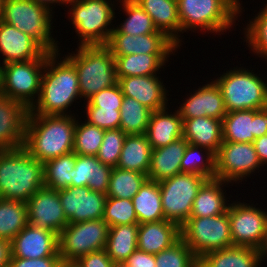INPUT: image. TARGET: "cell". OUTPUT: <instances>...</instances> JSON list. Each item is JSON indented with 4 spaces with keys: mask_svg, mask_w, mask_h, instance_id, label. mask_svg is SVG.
I'll return each mask as SVG.
<instances>
[{
    "mask_svg": "<svg viewBox=\"0 0 267 267\" xmlns=\"http://www.w3.org/2000/svg\"><path fill=\"white\" fill-rule=\"evenodd\" d=\"M58 52H51L46 58L40 95L29 114L71 115L68 108L81 98L76 69L66 57L61 60Z\"/></svg>",
    "mask_w": 267,
    "mask_h": 267,
    "instance_id": "1",
    "label": "cell"
},
{
    "mask_svg": "<svg viewBox=\"0 0 267 267\" xmlns=\"http://www.w3.org/2000/svg\"><path fill=\"white\" fill-rule=\"evenodd\" d=\"M77 120L71 115L28 114L24 148L40 162L73 152Z\"/></svg>",
    "mask_w": 267,
    "mask_h": 267,
    "instance_id": "2",
    "label": "cell"
},
{
    "mask_svg": "<svg viewBox=\"0 0 267 267\" xmlns=\"http://www.w3.org/2000/svg\"><path fill=\"white\" fill-rule=\"evenodd\" d=\"M44 187L43 162L24 147L0 150V198L27 202Z\"/></svg>",
    "mask_w": 267,
    "mask_h": 267,
    "instance_id": "3",
    "label": "cell"
},
{
    "mask_svg": "<svg viewBox=\"0 0 267 267\" xmlns=\"http://www.w3.org/2000/svg\"><path fill=\"white\" fill-rule=\"evenodd\" d=\"M76 51L64 56L77 71L81 98L87 101L102 89L118 83L115 59L106 45H78Z\"/></svg>",
    "mask_w": 267,
    "mask_h": 267,
    "instance_id": "4",
    "label": "cell"
},
{
    "mask_svg": "<svg viewBox=\"0 0 267 267\" xmlns=\"http://www.w3.org/2000/svg\"><path fill=\"white\" fill-rule=\"evenodd\" d=\"M177 6L182 33L197 28L205 33L227 32L242 12L238 0H177Z\"/></svg>",
    "mask_w": 267,
    "mask_h": 267,
    "instance_id": "5",
    "label": "cell"
},
{
    "mask_svg": "<svg viewBox=\"0 0 267 267\" xmlns=\"http://www.w3.org/2000/svg\"><path fill=\"white\" fill-rule=\"evenodd\" d=\"M53 11L33 0H3L0 20L32 37L46 52H57L52 37Z\"/></svg>",
    "mask_w": 267,
    "mask_h": 267,
    "instance_id": "6",
    "label": "cell"
},
{
    "mask_svg": "<svg viewBox=\"0 0 267 267\" xmlns=\"http://www.w3.org/2000/svg\"><path fill=\"white\" fill-rule=\"evenodd\" d=\"M246 69L236 66L214 80L227 112L267 108V83L253 70Z\"/></svg>",
    "mask_w": 267,
    "mask_h": 267,
    "instance_id": "7",
    "label": "cell"
},
{
    "mask_svg": "<svg viewBox=\"0 0 267 267\" xmlns=\"http://www.w3.org/2000/svg\"><path fill=\"white\" fill-rule=\"evenodd\" d=\"M67 4L71 6L68 11L72 26L80 38L77 45H106L114 29V25L108 27L116 18V5L111 0H77Z\"/></svg>",
    "mask_w": 267,
    "mask_h": 267,
    "instance_id": "8",
    "label": "cell"
},
{
    "mask_svg": "<svg viewBox=\"0 0 267 267\" xmlns=\"http://www.w3.org/2000/svg\"><path fill=\"white\" fill-rule=\"evenodd\" d=\"M48 54L45 51L38 59L3 65L1 95L23 103L30 110L40 95Z\"/></svg>",
    "mask_w": 267,
    "mask_h": 267,
    "instance_id": "9",
    "label": "cell"
},
{
    "mask_svg": "<svg viewBox=\"0 0 267 267\" xmlns=\"http://www.w3.org/2000/svg\"><path fill=\"white\" fill-rule=\"evenodd\" d=\"M181 238L198 259L208 252L232 247L229 214L190 217L181 226Z\"/></svg>",
    "mask_w": 267,
    "mask_h": 267,
    "instance_id": "10",
    "label": "cell"
},
{
    "mask_svg": "<svg viewBox=\"0 0 267 267\" xmlns=\"http://www.w3.org/2000/svg\"><path fill=\"white\" fill-rule=\"evenodd\" d=\"M206 180L198 174L181 172L159 181L165 220L181 227L190 218L193 201Z\"/></svg>",
    "mask_w": 267,
    "mask_h": 267,
    "instance_id": "11",
    "label": "cell"
},
{
    "mask_svg": "<svg viewBox=\"0 0 267 267\" xmlns=\"http://www.w3.org/2000/svg\"><path fill=\"white\" fill-rule=\"evenodd\" d=\"M109 225L102 219L68 223L58 235L62 261H77L81 256L105 249Z\"/></svg>",
    "mask_w": 267,
    "mask_h": 267,
    "instance_id": "12",
    "label": "cell"
},
{
    "mask_svg": "<svg viewBox=\"0 0 267 267\" xmlns=\"http://www.w3.org/2000/svg\"><path fill=\"white\" fill-rule=\"evenodd\" d=\"M262 210L246 202L229 203L227 213L233 246L263 249L267 239V212Z\"/></svg>",
    "mask_w": 267,
    "mask_h": 267,
    "instance_id": "13",
    "label": "cell"
},
{
    "mask_svg": "<svg viewBox=\"0 0 267 267\" xmlns=\"http://www.w3.org/2000/svg\"><path fill=\"white\" fill-rule=\"evenodd\" d=\"M215 160V178L233 184L241 182L262 166L253 143L247 142H223Z\"/></svg>",
    "mask_w": 267,
    "mask_h": 267,
    "instance_id": "14",
    "label": "cell"
},
{
    "mask_svg": "<svg viewBox=\"0 0 267 267\" xmlns=\"http://www.w3.org/2000/svg\"><path fill=\"white\" fill-rule=\"evenodd\" d=\"M59 198L69 223L102 219L106 194L86 187H68L59 190Z\"/></svg>",
    "mask_w": 267,
    "mask_h": 267,
    "instance_id": "15",
    "label": "cell"
},
{
    "mask_svg": "<svg viewBox=\"0 0 267 267\" xmlns=\"http://www.w3.org/2000/svg\"><path fill=\"white\" fill-rule=\"evenodd\" d=\"M28 223L36 228L60 234L69 223L59 198V190L46 187L35 192L26 202Z\"/></svg>",
    "mask_w": 267,
    "mask_h": 267,
    "instance_id": "16",
    "label": "cell"
},
{
    "mask_svg": "<svg viewBox=\"0 0 267 267\" xmlns=\"http://www.w3.org/2000/svg\"><path fill=\"white\" fill-rule=\"evenodd\" d=\"M106 46L111 50L114 57L141 53L173 54L178 48L164 33L135 36L120 33L115 26Z\"/></svg>",
    "mask_w": 267,
    "mask_h": 267,
    "instance_id": "17",
    "label": "cell"
},
{
    "mask_svg": "<svg viewBox=\"0 0 267 267\" xmlns=\"http://www.w3.org/2000/svg\"><path fill=\"white\" fill-rule=\"evenodd\" d=\"M223 142L253 143L267 135V108L227 112L222 120Z\"/></svg>",
    "mask_w": 267,
    "mask_h": 267,
    "instance_id": "18",
    "label": "cell"
},
{
    "mask_svg": "<svg viewBox=\"0 0 267 267\" xmlns=\"http://www.w3.org/2000/svg\"><path fill=\"white\" fill-rule=\"evenodd\" d=\"M12 257L23 259L60 257L58 234L28 223L12 240Z\"/></svg>",
    "mask_w": 267,
    "mask_h": 267,
    "instance_id": "19",
    "label": "cell"
},
{
    "mask_svg": "<svg viewBox=\"0 0 267 267\" xmlns=\"http://www.w3.org/2000/svg\"><path fill=\"white\" fill-rule=\"evenodd\" d=\"M29 111L23 103L0 95V150L24 146Z\"/></svg>",
    "mask_w": 267,
    "mask_h": 267,
    "instance_id": "20",
    "label": "cell"
},
{
    "mask_svg": "<svg viewBox=\"0 0 267 267\" xmlns=\"http://www.w3.org/2000/svg\"><path fill=\"white\" fill-rule=\"evenodd\" d=\"M193 93H190L191 95L177 109L182 121L196 117H211L223 120L227 110L221 91L213 80L206 83L205 86L199 87Z\"/></svg>",
    "mask_w": 267,
    "mask_h": 267,
    "instance_id": "21",
    "label": "cell"
},
{
    "mask_svg": "<svg viewBox=\"0 0 267 267\" xmlns=\"http://www.w3.org/2000/svg\"><path fill=\"white\" fill-rule=\"evenodd\" d=\"M118 85L124 96L134 98L151 111L168 106L167 89L157 75L120 78Z\"/></svg>",
    "mask_w": 267,
    "mask_h": 267,
    "instance_id": "22",
    "label": "cell"
},
{
    "mask_svg": "<svg viewBox=\"0 0 267 267\" xmlns=\"http://www.w3.org/2000/svg\"><path fill=\"white\" fill-rule=\"evenodd\" d=\"M45 50L30 36L0 20V53L3 64L38 59Z\"/></svg>",
    "mask_w": 267,
    "mask_h": 267,
    "instance_id": "23",
    "label": "cell"
},
{
    "mask_svg": "<svg viewBox=\"0 0 267 267\" xmlns=\"http://www.w3.org/2000/svg\"><path fill=\"white\" fill-rule=\"evenodd\" d=\"M181 238V227L169 220L138 224L137 249L156 255Z\"/></svg>",
    "mask_w": 267,
    "mask_h": 267,
    "instance_id": "24",
    "label": "cell"
},
{
    "mask_svg": "<svg viewBox=\"0 0 267 267\" xmlns=\"http://www.w3.org/2000/svg\"><path fill=\"white\" fill-rule=\"evenodd\" d=\"M112 167L103 164L96 156L76 155L72 169L71 186L86 187L107 194Z\"/></svg>",
    "mask_w": 267,
    "mask_h": 267,
    "instance_id": "25",
    "label": "cell"
},
{
    "mask_svg": "<svg viewBox=\"0 0 267 267\" xmlns=\"http://www.w3.org/2000/svg\"><path fill=\"white\" fill-rule=\"evenodd\" d=\"M182 135L189 144L207 148L216 155L223 143L222 120L211 117L185 119Z\"/></svg>",
    "mask_w": 267,
    "mask_h": 267,
    "instance_id": "26",
    "label": "cell"
},
{
    "mask_svg": "<svg viewBox=\"0 0 267 267\" xmlns=\"http://www.w3.org/2000/svg\"><path fill=\"white\" fill-rule=\"evenodd\" d=\"M151 17L156 29L163 32L178 47L181 40V22L179 19L177 0H134ZM177 33V34H176Z\"/></svg>",
    "mask_w": 267,
    "mask_h": 267,
    "instance_id": "27",
    "label": "cell"
},
{
    "mask_svg": "<svg viewBox=\"0 0 267 267\" xmlns=\"http://www.w3.org/2000/svg\"><path fill=\"white\" fill-rule=\"evenodd\" d=\"M168 107L153 111L145 135L152 149L167 146L183 137V121L178 112L168 113Z\"/></svg>",
    "mask_w": 267,
    "mask_h": 267,
    "instance_id": "28",
    "label": "cell"
},
{
    "mask_svg": "<svg viewBox=\"0 0 267 267\" xmlns=\"http://www.w3.org/2000/svg\"><path fill=\"white\" fill-rule=\"evenodd\" d=\"M188 142L182 137L167 146L152 149L148 180L159 182L181 173V160Z\"/></svg>",
    "mask_w": 267,
    "mask_h": 267,
    "instance_id": "29",
    "label": "cell"
},
{
    "mask_svg": "<svg viewBox=\"0 0 267 267\" xmlns=\"http://www.w3.org/2000/svg\"><path fill=\"white\" fill-rule=\"evenodd\" d=\"M261 263V251L249 246L214 250L198 259V267H261Z\"/></svg>",
    "mask_w": 267,
    "mask_h": 267,
    "instance_id": "30",
    "label": "cell"
},
{
    "mask_svg": "<svg viewBox=\"0 0 267 267\" xmlns=\"http://www.w3.org/2000/svg\"><path fill=\"white\" fill-rule=\"evenodd\" d=\"M224 185L228 182L216 178L206 180L193 201L190 217H213L227 212L229 200L225 198Z\"/></svg>",
    "mask_w": 267,
    "mask_h": 267,
    "instance_id": "31",
    "label": "cell"
},
{
    "mask_svg": "<svg viewBox=\"0 0 267 267\" xmlns=\"http://www.w3.org/2000/svg\"><path fill=\"white\" fill-rule=\"evenodd\" d=\"M152 147L145 134L126 135L116 167L148 175Z\"/></svg>",
    "mask_w": 267,
    "mask_h": 267,
    "instance_id": "32",
    "label": "cell"
},
{
    "mask_svg": "<svg viewBox=\"0 0 267 267\" xmlns=\"http://www.w3.org/2000/svg\"><path fill=\"white\" fill-rule=\"evenodd\" d=\"M171 54H130L115 56L117 79L131 76L157 75Z\"/></svg>",
    "mask_w": 267,
    "mask_h": 267,
    "instance_id": "33",
    "label": "cell"
},
{
    "mask_svg": "<svg viewBox=\"0 0 267 267\" xmlns=\"http://www.w3.org/2000/svg\"><path fill=\"white\" fill-rule=\"evenodd\" d=\"M132 201L138 224L165 220L158 182L147 180Z\"/></svg>",
    "mask_w": 267,
    "mask_h": 267,
    "instance_id": "34",
    "label": "cell"
},
{
    "mask_svg": "<svg viewBox=\"0 0 267 267\" xmlns=\"http://www.w3.org/2000/svg\"><path fill=\"white\" fill-rule=\"evenodd\" d=\"M138 224L109 227L105 251L113 262H124L137 249Z\"/></svg>",
    "mask_w": 267,
    "mask_h": 267,
    "instance_id": "35",
    "label": "cell"
},
{
    "mask_svg": "<svg viewBox=\"0 0 267 267\" xmlns=\"http://www.w3.org/2000/svg\"><path fill=\"white\" fill-rule=\"evenodd\" d=\"M27 224L26 202L0 198V239L12 241Z\"/></svg>",
    "mask_w": 267,
    "mask_h": 267,
    "instance_id": "36",
    "label": "cell"
},
{
    "mask_svg": "<svg viewBox=\"0 0 267 267\" xmlns=\"http://www.w3.org/2000/svg\"><path fill=\"white\" fill-rule=\"evenodd\" d=\"M215 161V154L209 149L188 143L180 164L181 172L198 174L207 180L214 179L216 176Z\"/></svg>",
    "mask_w": 267,
    "mask_h": 267,
    "instance_id": "37",
    "label": "cell"
},
{
    "mask_svg": "<svg viewBox=\"0 0 267 267\" xmlns=\"http://www.w3.org/2000/svg\"><path fill=\"white\" fill-rule=\"evenodd\" d=\"M74 152L50 159L44 163V185L51 190L71 187L72 169L75 167Z\"/></svg>",
    "mask_w": 267,
    "mask_h": 267,
    "instance_id": "38",
    "label": "cell"
},
{
    "mask_svg": "<svg viewBox=\"0 0 267 267\" xmlns=\"http://www.w3.org/2000/svg\"><path fill=\"white\" fill-rule=\"evenodd\" d=\"M153 111L134 98L124 96L120 108V126L127 135L145 134Z\"/></svg>",
    "mask_w": 267,
    "mask_h": 267,
    "instance_id": "39",
    "label": "cell"
},
{
    "mask_svg": "<svg viewBox=\"0 0 267 267\" xmlns=\"http://www.w3.org/2000/svg\"><path fill=\"white\" fill-rule=\"evenodd\" d=\"M148 180V175L118 167L112 169L107 197L131 199Z\"/></svg>",
    "mask_w": 267,
    "mask_h": 267,
    "instance_id": "40",
    "label": "cell"
},
{
    "mask_svg": "<svg viewBox=\"0 0 267 267\" xmlns=\"http://www.w3.org/2000/svg\"><path fill=\"white\" fill-rule=\"evenodd\" d=\"M118 2L122 3L120 5L123 6L125 15H128L124 23L115 27L120 33L135 36L163 33L156 29L151 17L137 2L134 0H120Z\"/></svg>",
    "mask_w": 267,
    "mask_h": 267,
    "instance_id": "41",
    "label": "cell"
},
{
    "mask_svg": "<svg viewBox=\"0 0 267 267\" xmlns=\"http://www.w3.org/2000/svg\"><path fill=\"white\" fill-rule=\"evenodd\" d=\"M79 122L81 121L77 120L75 126L73 152L76 155L96 156L102 144L105 129L86 121L84 123Z\"/></svg>",
    "mask_w": 267,
    "mask_h": 267,
    "instance_id": "42",
    "label": "cell"
},
{
    "mask_svg": "<svg viewBox=\"0 0 267 267\" xmlns=\"http://www.w3.org/2000/svg\"><path fill=\"white\" fill-rule=\"evenodd\" d=\"M155 260L156 267H198V258L182 238L157 253Z\"/></svg>",
    "mask_w": 267,
    "mask_h": 267,
    "instance_id": "43",
    "label": "cell"
},
{
    "mask_svg": "<svg viewBox=\"0 0 267 267\" xmlns=\"http://www.w3.org/2000/svg\"><path fill=\"white\" fill-rule=\"evenodd\" d=\"M245 40L252 52L267 60V4L244 28ZM260 55V56H259Z\"/></svg>",
    "mask_w": 267,
    "mask_h": 267,
    "instance_id": "44",
    "label": "cell"
},
{
    "mask_svg": "<svg viewBox=\"0 0 267 267\" xmlns=\"http://www.w3.org/2000/svg\"><path fill=\"white\" fill-rule=\"evenodd\" d=\"M103 220L109 227L125 224H138L133 201L131 199L107 197Z\"/></svg>",
    "mask_w": 267,
    "mask_h": 267,
    "instance_id": "45",
    "label": "cell"
},
{
    "mask_svg": "<svg viewBox=\"0 0 267 267\" xmlns=\"http://www.w3.org/2000/svg\"><path fill=\"white\" fill-rule=\"evenodd\" d=\"M126 133L122 129L105 130L102 144L96 155L103 164L115 168L118 165Z\"/></svg>",
    "mask_w": 267,
    "mask_h": 267,
    "instance_id": "46",
    "label": "cell"
},
{
    "mask_svg": "<svg viewBox=\"0 0 267 267\" xmlns=\"http://www.w3.org/2000/svg\"><path fill=\"white\" fill-rule=\"evenodd\" d=\"M86 111V122L89 124L105 130L119 129L121 121L120 109H100L99 107H86Z\"/></svg>",
    "mask_w": 267,
    "mask_h": 267,
    "instance_id": "47",
    "label": "cell"
},
{
    "mask_svg": "<svg viewBox=\"0 0 267 267\" xmlns=\"http://www.w3.org/2000/svg\"><path fill=\"white\" fill-rule=\"evenodd\" d=\"M124 95L117 84L102 89L87 101L86 107H99L100 109H120Z\"/></svg>",
    "mask_w": 267,
    "mask_h": 267,
    "instance_id": "48",
    "label": "cell"
},
{
    "mask_svg": "<svg viewBox=\"0 0 267 267\" xmlns=\"http://www.w3.org/2000/svg\"><path fill=\"white\" fill-rule=\"evenodd\" d=\"M80 267H113L114 262L109 258L105 249L81 256L77 261Z\"/></svg>",
    "mask_w": 267,
    "mask_h": 267,
    "instance_id": "49",
    "label": "cell"
},
{
    "mask_svg": "<svg viewBox=\"0 0 267 267\" xmlns=\"http://www.w3.org/2000/svg\"><path fill=\"white\" fill-rule=\"evenodd\" d=\"M61 257H44L37 259H23L12 257L9 267H57Z\"/></svg>",
    "mask_w": 267,
    "mask_h": 267,
    "instance_id": "50",
    "label": "cell"
},
{
    "mask_svg": "<svg viewBox=\"0 0 267 267\" xmlns=\"http://www.w3.org/2000/svg\"><path fill=\"white\" fill-rule=\"evenodd\" d=\"M129 267H156L155 255L136 249L125 261Z\"/></svg>",
    "mask_w": 267,
    "mask_h": 267,
    "instance_id": "51",
    "label": "cell"
},
{
    "mask_svg": "<svg viewBox=\"0 0 267 267\" xmlns=\"http://www.w3.org/2000/svg\"><path fill=\"white\" fill-rule=\"evenodd\" d=\"M12 258V241L0 239V267H9Z\"/></svg>",
    "mask_w": 267,
    "mask_h": 267,
    "instance_id": "52",
    "label": "cell"
},
{
    "mask_svg": "<svg viewBox=\"0 0 267 267\" xmlns=\"http://www.w3.org/2000/svg\"><path fill=\"white\" fill-rule=\"evenodd\" d=\"M253 145L262 167L265 166L267 164V135L255 139Z\"/></svg>",
    "mask_w": 267,
    "mask_h": 267,
    "instance_id": "53",
    "label": "cell"
},
{
    "mask_svg": "<svg viewBox=\"0 0 267 267\" xmlns=\"http://www.w3.org/2000/svg\"><path fill=\"white\" fill-rule=\"evenodd\" d=\"M33 1L36 2V3H38V4H40V5H42V6H45L49 10H52L54 8V6L53 7H50L53 4L54 5L57 4V3H58V5L60 3H61L60 5H62V4L64 5L65 4L62 0H33Z\"/></svg>",
    "mask_w": 267,
    "mask_h": 267,
    "instance_id": "54",
    "label": "cell"
},
{
    "mask_svg": "<svg viewBox=\"0 0 267 267\" xmlns=\"http://www.w3.org/2000/svg\"><path fill=\"white\" fill-rule=\"evenodd\" d=\"M57 267H80L76 261H62L58 264Z\"/></svg>",
    "mask_w": 267,
    "mask_h": 267,
    "instance_id": "55",
    "label": "cell"
},
{
    "mask_svg": "<svg viewBox=\"0 0 267 267\" xmlns=\"http://www.w3.org/2000/svg\"><path fill=\"white\" fill-rule=\"evenodd\" d=\"M262 261L267 257V239L263 249L261 250Z\"/></svg>",
    "mask_w": 267,
    "mask_h": 267,
    "instance_id": "56",
    "label": "cell"
},
{
    "mask_svg": "<svg viewBox=\"0 0 267 267\" xmlns=\"http://www.w3.org/2000/svg\"><path fill=\"white\" fill-rule=\"evenodd\" d=\"M2 74H3V65L0 64V95L2 94Z\"/></svg>",
    "mask_w": 267,
    "mask_h": 267,
    "instance_id": "57",
    "label": "cell"
},
{
    "mask_svg": "<svg viewBox=\"0 0 267 267\" xmlns=\"http://www.w3.org/2000/svg\"><path fill=\"white\" fill-rule=\"evenodd\" d=\"M113 267H129L125 262H114Z\"/></svg>",
    "mask_w": 267,
    "mask_h": 267,
    "instance_id": "58",
    "label": "cell"
},
{
    "mask_svg": "<svg viewBox=\"0 0 267 267\" xmlns=\"http://www.w3.org/2000/svg\"><path fill=\"white\" fill-rule=\"evenodd\" d=\"M62 1L67 5V3H70L72 1H77V0H62Z\"/></svg>",
    "mask_w": 267,
    "mask_h": 267,
    "instance_id": "59",
    "label": "cell"
},
{
    "mask_svg": "<svg viewBox=\"0 0 267 267\" xmlns=\"http://www.w3.org/2000/svg\"><path fill=\"white\" fill-rule=\"evenodd\" d=\"M2 2L3 0H0V12H1V7H2Z\"/></svg>",
    "mask_w": 267,
    "mask_h": 267,
    "instance_id": "60",
    "label": "cell"
}]
</instances>
